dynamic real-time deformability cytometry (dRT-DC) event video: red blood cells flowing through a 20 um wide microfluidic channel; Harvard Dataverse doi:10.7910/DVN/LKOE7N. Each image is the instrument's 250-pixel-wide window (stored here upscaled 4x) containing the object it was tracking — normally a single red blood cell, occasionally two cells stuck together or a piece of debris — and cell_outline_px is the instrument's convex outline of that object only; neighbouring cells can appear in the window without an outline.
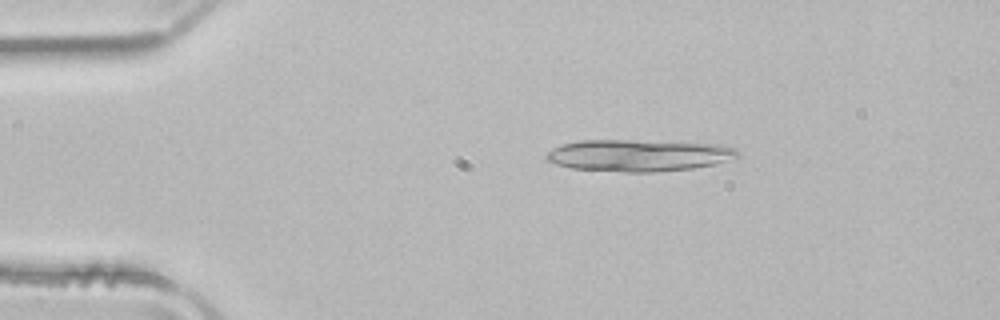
{"species": "common noctule bat (a hibernating species)", "species_latin": "Nyctalus noctula", "temperature_condition": "room temperature", "stored_images_in_passage": 24, "segment_of_instrument_passage": [1, 2], "camera_frame_rate_fps": 3000, "um_per_image_px": 0.085, "animal": {"sex": "male", "body_mass_g": 21.5, "forearm_length_mm": 52.0}, "frame": {"image": 1, "passage_image": 1, "time_ms": 0.0, "image_size_px": [1000, 320], "cell_outline_px": [[740, 156], [736, 160], [716, 164], [692, 168], [656, 172], [624, 172], [572, 168], [556, 164], [548, 160], [544, 156], [552, 148], [560, 144], [580, 140], [628, 140], [724, 144], [736, 148], [740, 152]], "centroid_in_image_um": [54.36, 13.2], "position_along_channel_um": 30.6, "area_um2": 35.95}}